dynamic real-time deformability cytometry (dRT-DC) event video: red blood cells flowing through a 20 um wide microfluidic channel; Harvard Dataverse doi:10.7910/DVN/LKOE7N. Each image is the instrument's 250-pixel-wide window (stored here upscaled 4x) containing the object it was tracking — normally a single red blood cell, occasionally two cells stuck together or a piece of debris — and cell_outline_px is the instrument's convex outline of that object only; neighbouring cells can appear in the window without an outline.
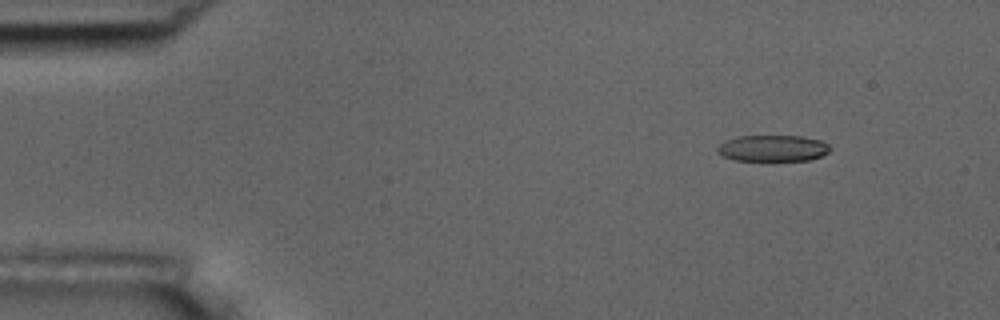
{"species": "common noctule bat (a hibernating species)", "species_latin": "Nyctalus noctula", "temperature_condition": "room temperature", "stored_images_in_passage": 10, "camera_frame_rate_fps": 3000, "um_per_image_px": 0.085, "animal": {"sex": "male", "body_mass_g": 17.5, "forearm_length_mm": 52.3}, "frame": {"image": 1, "passage_image": 1, "time_ms": 0.0, "image_size_px": [1000, 320], "cell_outline_px": [[832, 148], [828, 152], [820, 156], [808, 160], [736, 160], [724, 156], [716, 152], [716, 148], [724, 140], [736, 136], [800, 136], [820, 140], [828, 144]], "centroid_in_image_um": [65.66, 12.59], "position_along_channel_um": 19.3, "area_um2": 17.22}}
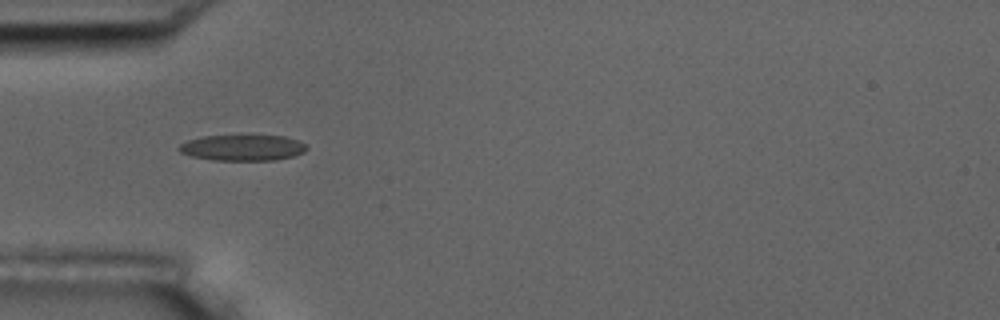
{"frame": {"image": 2, "passage_image": 4, "time_ms": 3.667, "image_size_px": [1000, 320], "cell_outline_px": [[308, 148], [304, 152], [292, 156], [272, 160], [212, 160], [192, 156], [180, 152], [176, 148], [180, 144], [188, 140], [204, 136], [252, 132], [284, 136], [296, 140], [304, 144]], "centroid_in_image_um": [20.6, 12.49], "position_along_channel_um": 64.4, "area_um2": 20.17}}
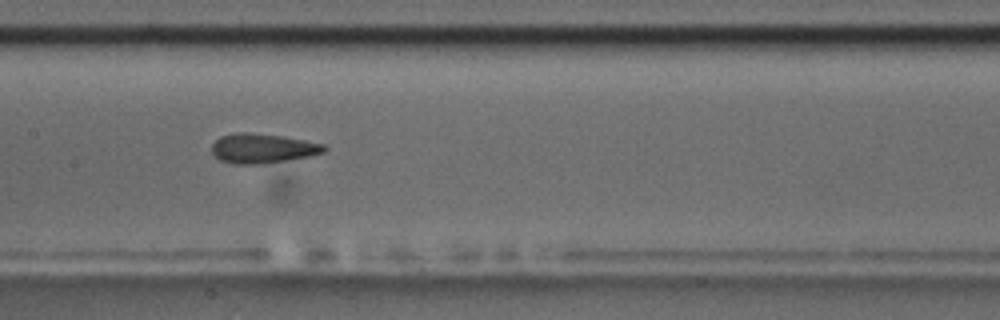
{"frame": {"image": 3, "passage_image": 7, "time_ms": 7.0, "image_size_px": [1000, 320], "cell_outline_px": [[328, 148], [324, 152], [308, 156], [260, 164], [232, 164], [220, 160], [212, 152], [212, 144], [220, 136], [236, 132], [248, 132], [284, 136], [324, 144]], "centroid_in_image_um": [22.3, 12.6], "position_along_channel_um": 185.1, "area_um2": 19.31}}